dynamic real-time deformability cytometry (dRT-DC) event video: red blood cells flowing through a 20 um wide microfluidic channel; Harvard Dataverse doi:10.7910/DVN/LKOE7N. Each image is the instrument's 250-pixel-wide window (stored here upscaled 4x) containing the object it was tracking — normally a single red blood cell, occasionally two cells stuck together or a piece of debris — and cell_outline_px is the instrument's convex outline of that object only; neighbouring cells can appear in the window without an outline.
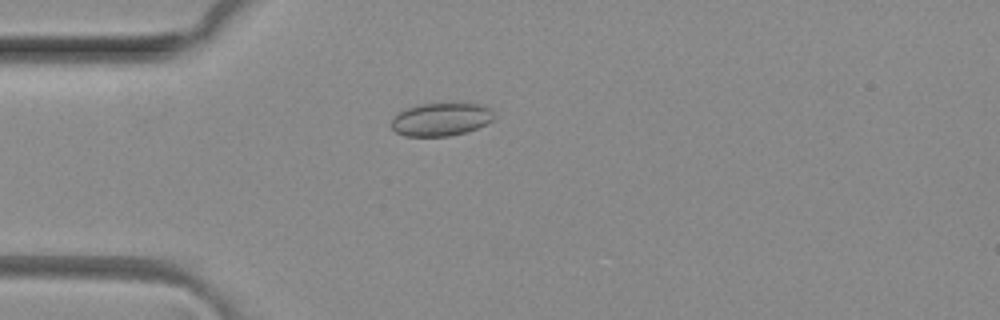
{"species": "common noctule bat (a hibernating species)", "species_latin": "Nyctalus noctula", "temperature_condition": "room temperature", "stored_images_in_passage": 4, "camera_frame_rate_fps": 3000, "um_per_image_px": 0.085, "animal": {"sex": "female", "body_mass_g": 29.2, "forearm_length_mm": 56.3}, "frame": {"image": 1, "passage_image": 4, "time_ms": 1.0, "image_size_px": [1000, 320], "cell_outline_px": [[496, 116], [492, 120], [476, 128], [464, 132], [448, 136], [404, 136], [396, 132], [392, 128], [392, 120], [396, 112], [404, 108], [420, 104], [480, 104], [492, 108]], "centroid_in_image_um": [37.46, 10.14], "position_along_channel_um": 47.5, "area_um2": 19.77}}